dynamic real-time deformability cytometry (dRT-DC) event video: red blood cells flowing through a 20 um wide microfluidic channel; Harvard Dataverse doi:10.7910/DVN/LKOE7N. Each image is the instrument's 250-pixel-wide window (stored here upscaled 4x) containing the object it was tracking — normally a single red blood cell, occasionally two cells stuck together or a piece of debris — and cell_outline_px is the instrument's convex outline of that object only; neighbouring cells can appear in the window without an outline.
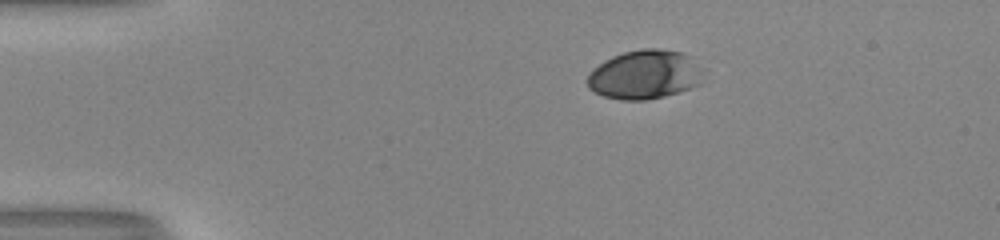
{"species": "human", "species_latin": "Homo sapiens", "temperature_condition": "room temperature", "stored_images_in_passage": 43, "camera_frame_rate_fps": 3000, "um_per_image_px": 0.085, "donor": {"sex": "male"}, "frame": {"image": 1, "passage_image": 1, "time_ms": 0.0, "image_size_px": [1000, 240], "cell_outline_px": [[704, 84], [664, 96], [644, 100], [620, 100], [604, 96], [588, 88], [588, 76], [592, 68], [612, 56], [624, 52], [644, 48], [656, 48], [680, 52], [692, 56], [704, 68]], "centroid_in_image_um": [54.88, 6.33], "position_along_channel_um": 30.1, "area_um2": 33.64}}
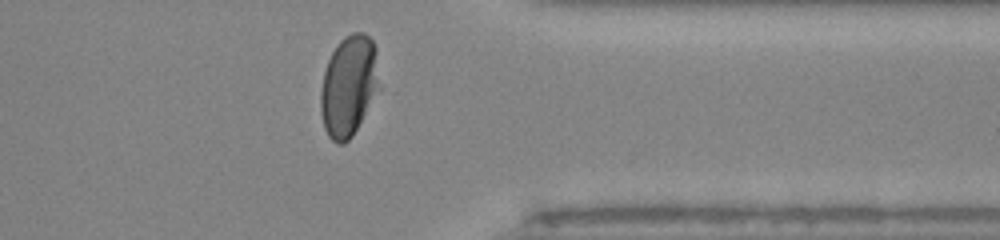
{"frame": {"image": 2, "passage_image": 33, "time_ms": 10.667, "image_size_px": [1000, 240], "cell_outline_px": [[380, 88], [352, 136], [344, 144], [336, 144], [328, 136], [324, 128], [320, 112], [320, 92], [324, 72], [328, 60], [332, 52], [340, 40], [344, 36], [352, 32], [364, 32], [372, 40], [376, 48]], "centroid_in_image_um": [29.64, 7.29], "position_along_channel_um": 381.8, "area_um2": 34.74}}
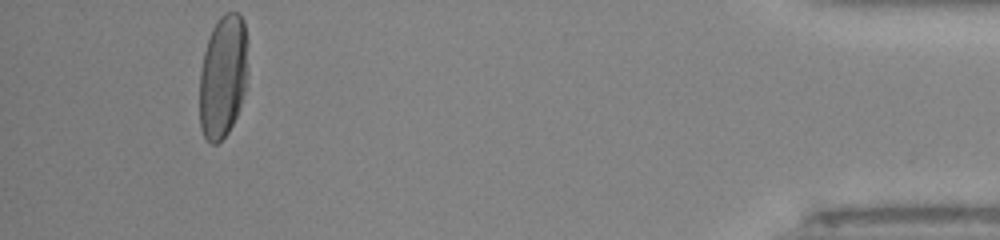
{"frame": {"image": 3, "passage_image": 40, "time_ms": 13.0, "image_size_px": [1000, 240], "cell_outline_px": [[248, 40], [244, 92], [240, 108], [228, 132], [216, 144], [212, 144], [204, 136], [200, 128], [200, 72], [204, 52], [212, 28], [216, 20], [224, 12], [240, 12], [244, 20]], "centroid_in_image_um": [18.96, 6.44], "position_along_channel_um": 416.2, "area_um2": 34.8}, "authors_computed_cell_mechanics": {"area_um2": 35.9516, "velocity_mm_per_s": 4.0349, "shape_relaxation_time_tau1_ms": 3.3663, "shape_relaxation_time_tau2_ms": null, "deformation_change_tau1": 0.1735, "deformation_change_tau2": null}}